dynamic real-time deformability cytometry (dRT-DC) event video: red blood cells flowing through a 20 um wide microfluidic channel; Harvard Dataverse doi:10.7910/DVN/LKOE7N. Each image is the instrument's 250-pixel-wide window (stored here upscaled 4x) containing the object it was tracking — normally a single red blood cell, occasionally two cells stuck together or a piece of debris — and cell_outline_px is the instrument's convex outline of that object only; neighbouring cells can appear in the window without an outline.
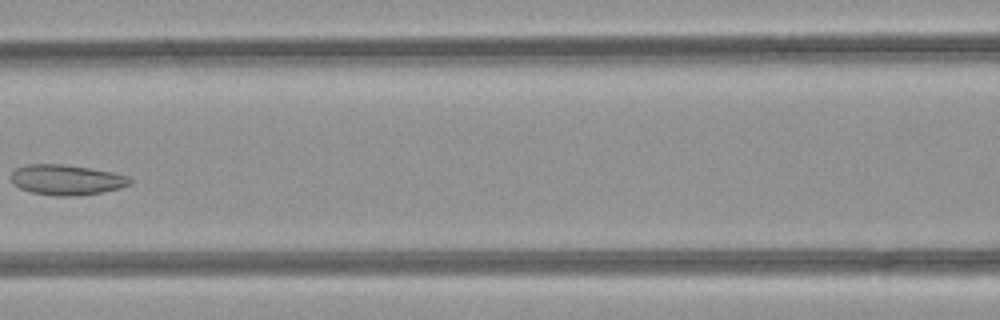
{"species": "common noctule bat (a hibernating species)", "species_latin": "Nyctalus noctula", "temperature_condition": "room temperature", "stored_images_in_passage": 5, "camera_frame_rate_fps": 3000, "um_per_image_px": 0.085, "animal": {"sex": "female", "body_mass_g": 21.9}, "frame": {"image": 1, "passage_image": 5, "time_ms": 1.333, "image_size_px": [1000, 320], "cell_outline_px": [[132, 180], [128, 184], [120, 188], [104, 192], [68, 196], [56, 196], [32, 192], [20, 188], [12, 184], [12, 172], [16, 168], [28, 164], [64, 164], [112, 172], [128, 176]], "centroid_in_image_um": [5.64, 15.28], "position_along_channel_um": 161.0, "area_um2": 20.81}}